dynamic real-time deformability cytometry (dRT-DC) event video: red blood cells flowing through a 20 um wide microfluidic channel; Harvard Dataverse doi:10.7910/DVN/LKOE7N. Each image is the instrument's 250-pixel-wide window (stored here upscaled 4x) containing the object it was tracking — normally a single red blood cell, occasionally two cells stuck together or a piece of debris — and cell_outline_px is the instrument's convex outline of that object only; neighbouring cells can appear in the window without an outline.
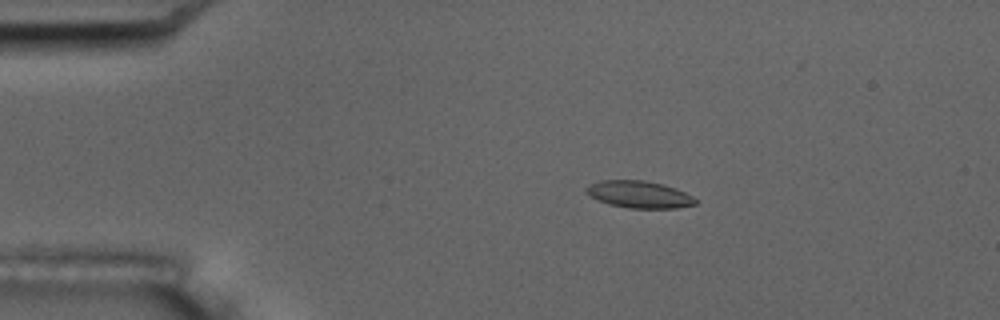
{"species": "common noctule bat (a hibernating species)", "species_latin": "Nyctalus noctula", "temperature_condition": "room temperature", "stored_images_in_passage": 4, "camera_frame_rate_fps": 3000, "um_per_image_px": 0.085, "animal": {"sex": "male", "body_mass_g": 17.5, "forearm_length_mm": 52.3}, "frame": {"image": 1, "passage_image": 1, "time_ms": 0.0, "image_size_px": [1000, 320], "cell_outline_px": [[696, 204], [676, 208], [628, 208], [608, 204], [588, 196], [584, 192], [584, 188], [588, 184], [600, 180], [644, 180], [664, 184], [676, 188], [692, 196], [696, 200]], "centroid_in_image_um": [54.26, 16.52], "position_along_channel_um": 30.7, "area_um2": 17.46}}
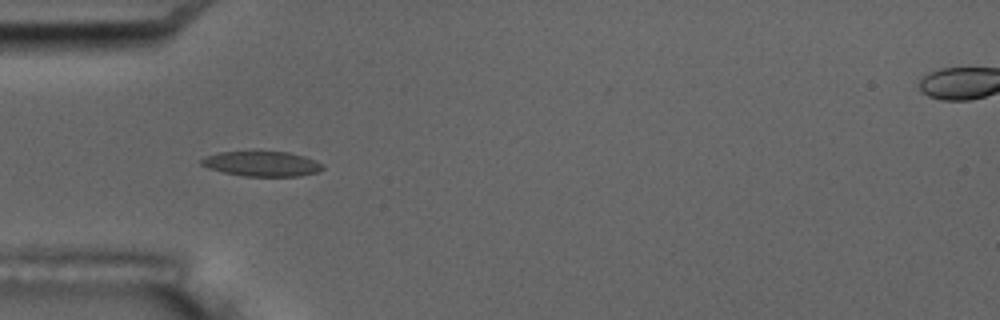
{"frame": {"image": 2, "passage_image": 3, "time_ms": 2.333, "image_size_px": [1000, 320], "cell_outline_px": [[324, 168], [316, 172], [300, 176], [244, 176], [224, 172], [208, 168], [200, 164], [200, 160], [208, 156], [220, 152], [252, 148], [288, 152], [304, 156], [316, 160], [324, 164]], "centroid_in_image_um": [22.25, 13.87], "position_along_channel_um": 62.7, "area_um2": 18.5}}